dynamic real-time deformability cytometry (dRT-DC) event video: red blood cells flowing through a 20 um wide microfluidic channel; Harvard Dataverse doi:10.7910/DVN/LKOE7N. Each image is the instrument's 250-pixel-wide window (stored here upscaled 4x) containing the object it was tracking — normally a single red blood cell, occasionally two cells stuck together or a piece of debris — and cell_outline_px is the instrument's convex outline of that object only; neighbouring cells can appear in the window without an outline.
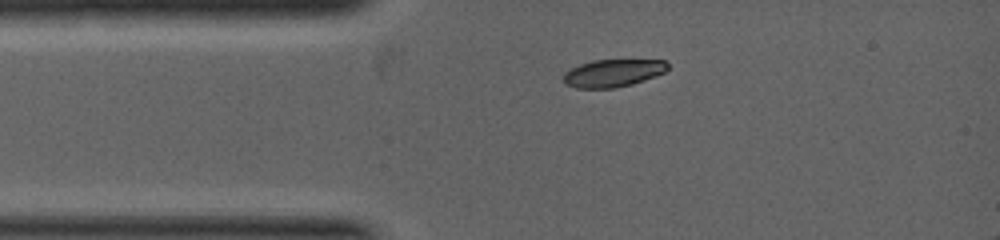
{"species": "common noctule bat (a hibernating species)", "species_latin": "Nyctalus noctula", "temperature_condition": "warm", "stored_images_in_passage": 1, "camera_frame_rate_fps": 5000, "um_per_image_px": 0.085, "animal": {"sex": "female", "body_mass_g": 19.0, "forearm_length_mm": 53.3}, "frame": {"image": 1, "passage_image": 1, "time_ms": 0.0, "image_size_px": [1000, 240], "cell_outline_px": [[668, 68], [664, 72], [656, 76], [632, 84], [616, 88], [576, 88], [564, 84], [564, 72], [580, 64], [592, 60], [664, 60], [668, 64]], "centroid_in_image_um": [52.09, 6.21], "position_along_channel_um": 32.9, "area_um2": 16.76}}